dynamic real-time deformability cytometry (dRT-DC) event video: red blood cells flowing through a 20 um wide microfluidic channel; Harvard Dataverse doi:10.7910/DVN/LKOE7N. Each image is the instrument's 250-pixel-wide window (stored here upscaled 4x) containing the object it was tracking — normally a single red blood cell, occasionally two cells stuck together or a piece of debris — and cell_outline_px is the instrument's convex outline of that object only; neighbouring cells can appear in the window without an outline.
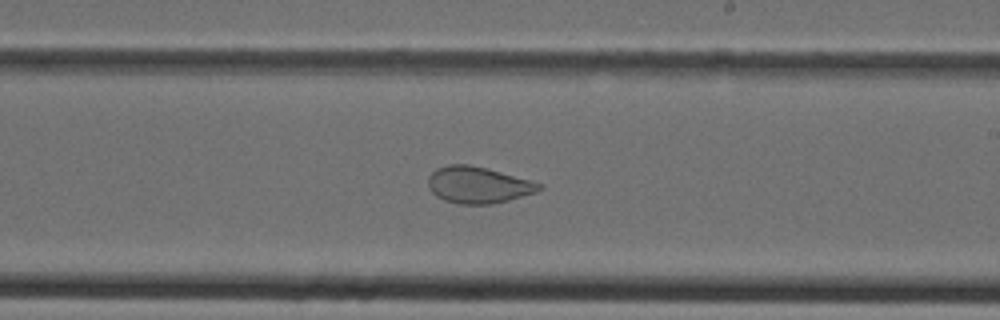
{"species": "Egyptian fruit bat (a non-hibernating species)", "species_latin": "Rousettus aegyptiacus", "temperature_condition": "cold", "stored_images_in_passage": 38, "camera_frame_rate_fps": 3000, "um_per_image_px": 0.085, "animal": {"sex": "female"}, "frame": {"image": 1, "passage_image": 22, "time_ms": 7.0, "image_size_px": [1000, 320], "cell_outline_px": [[544, 188], [536, 192], [508, 200], [492, 204], [460, 204], [444, 200], [436, 196], [428, 188], [428, 176], [436, 168], [448, 164], [468, 164], [532, 180], [544, 184]], "centroid_in_image_um": [40.64, 15.72], "position_along_channel_um": 248.4, "area_um2": 23.7}}
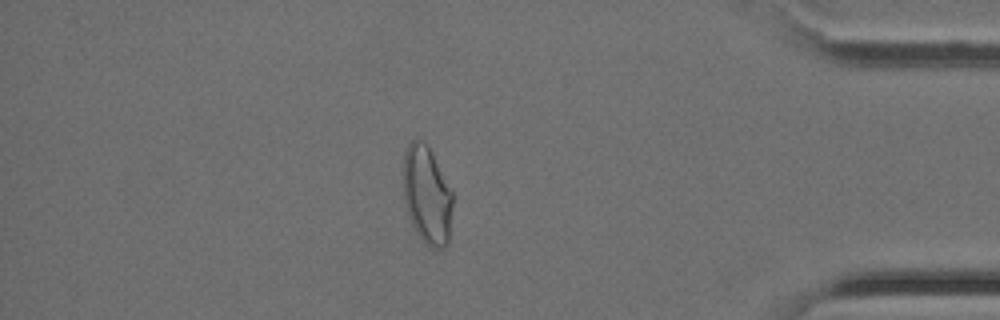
{"frame": {"image": 2, "passage_image": 33, "time_ms": 10.667, "image_size_px": [1000, 320], "cell_outline_px": [[452, 204], [448, 244], [444, 248], [432, 248], [424, 244], [416, 232], [408, 216], [404, 200], [404, 152], [408, 144], [416, 136], [424, 140], [452, 192]], "centroid_in_image_um": [36.27, 16.6], "position_along_channel_um": 398.9, "area_um2": 28.09}}